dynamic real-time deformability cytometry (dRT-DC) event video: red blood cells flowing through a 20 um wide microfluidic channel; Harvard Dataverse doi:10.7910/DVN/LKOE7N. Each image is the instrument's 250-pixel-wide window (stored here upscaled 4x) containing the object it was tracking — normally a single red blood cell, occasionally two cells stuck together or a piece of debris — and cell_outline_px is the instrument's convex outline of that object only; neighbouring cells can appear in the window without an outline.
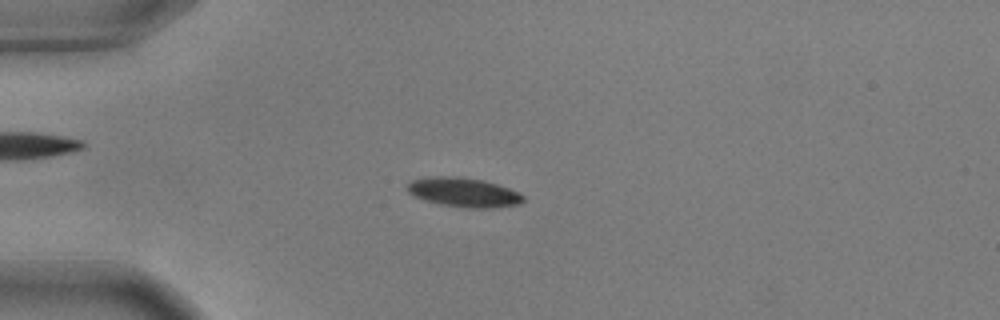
{"species": "common noctule bat (a hibernating species)", "species_latin": "Nyctalus noctula", "temperature_condition": "warm", "stored_images_in_passage": 56, "camera_frame_rate_fps": 3000, "um_per_image_px": 0.085, "animal": {"sex": "male", "body_mass_g": 17.9, "forearm_length_mm": 54.2}, "frame": {"image": 1, "passage_image": 15, "time_ms": 4.667, "image_size_px": [1000, 320], "cell_outline_px": [[524, 200], [520, 204], [496, 208], [468, 208], [440, 204], [424, 200], [408, 192], [408, 184], [412, 180], [428, 176], [456, 176], [484, 180], [520, 192], [524, 196]], "centroid_in_image_um": [39.44, 16.35], "position_along_channel_um": 45.6, "area_um2": 19.88}}
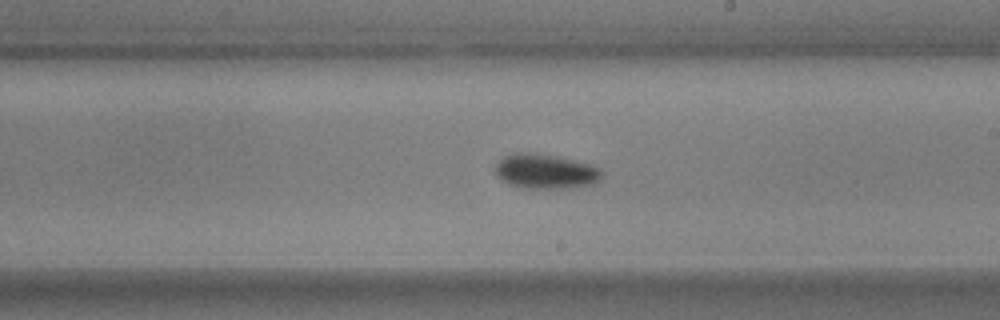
{"frame": {"image": 2, "passage_image": 33, "time_ms": 10.667, "image_size_px": [1000, 320], "cell_outline_px": [[604, 172], [600, 180], [596, 184], [572, 188], [520, 188], [508, 184], [496, 176], [496, 164], [504, 156], [512, 152], [536, 152], [556, 156], [592, 164], [600, 168]], "centroid_in_image_um": [46.4, 14.57], "position_along_channel_um": 242.6, "area_um2": 22.08}}
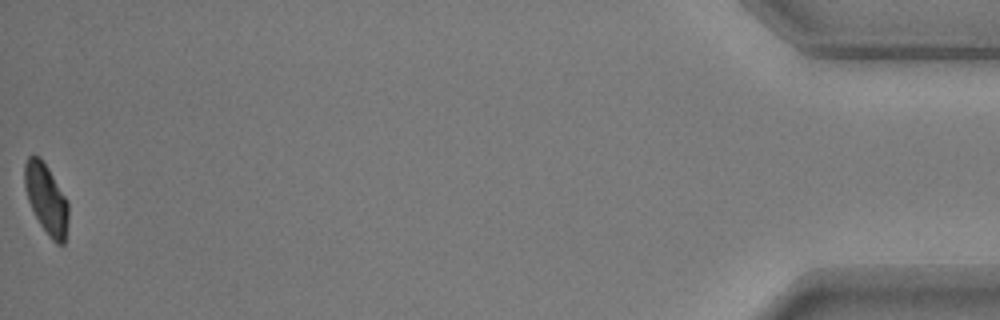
{"frame": {"image": 3, "passage_image": 56, "time_ms": 18.333, "image_size_px": [1000, 320], "cell_outline_px": [[68, 220], [64, 244], [56, 244], [48, 236], [40, 224], [28, 200], [24, 184], [24, 164], [28, 156], [40, 156], [48, 168], [68, 200]], "centroid_in_image_um": [3.94, 16.9], "position_along_channel_um": 431.3, "area_um2": 17.8}, "authors_computed_cell_mechanics": {"area_um2": 19.1607, "velocity_mm_per_s": 3.6518, "shape_relaxation_time_tau1_ms": 2.1515, "shape_relaxation_time_tau2_ms": 4.2477, "deformation_change_tau1": 0.1314, "deformation_change_tau2": 0.0657}}